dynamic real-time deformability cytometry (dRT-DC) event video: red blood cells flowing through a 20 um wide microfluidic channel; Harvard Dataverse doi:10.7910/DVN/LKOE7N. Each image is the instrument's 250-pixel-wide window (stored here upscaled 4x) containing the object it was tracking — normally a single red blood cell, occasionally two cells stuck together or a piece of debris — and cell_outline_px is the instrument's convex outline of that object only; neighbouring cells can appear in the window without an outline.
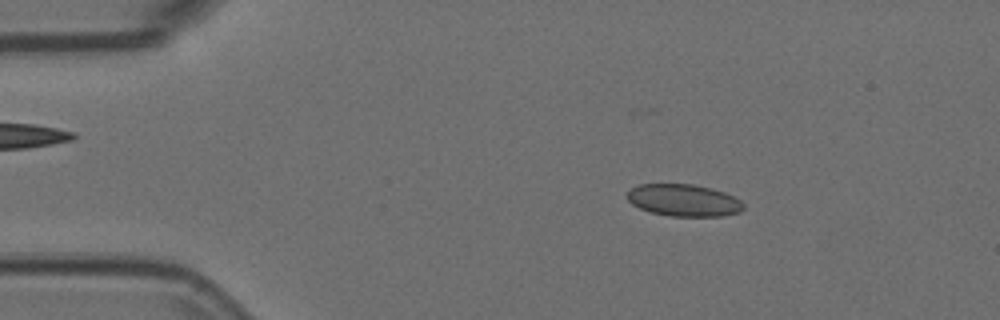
{"species": "Egyptian fruit bat (a non-hibernating species)", "species_latin": "Rousettus aegyptiacus", "temperature_condition": "room temperature", "stored_images_in_passage": 48, "camera_frame_rate_fps": 3000, "um_per_image_px": 0.085, "animal": {"sex": "female"}, "frame": {"image": 1, "passage_image": 8, "time_ms": 2.333, "image_size_px": [1000, 320], "cell_outline_px": [[744, 208], [740, 212], [724, 216], [668, 216], [652, 212], [640, 208], [632, 204], [628, 200], [628, 192], [632, 188], [640, 184], [692, 184], [712, 188], [724, 192], [740, 200], [744, 204]], "centroid_in_image_um": [58.14, 17.03], "position_along_channel_um": 26.9, "area_um2": 21.68}}
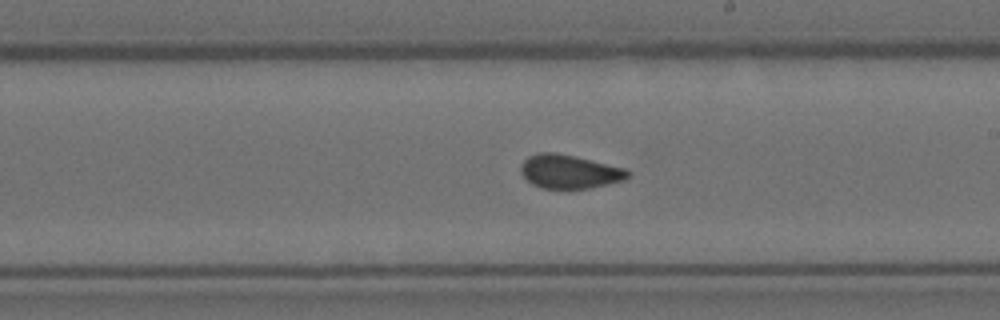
{"frame": {"image": 2, "passage_image": 30, "time_ms": 9.667, "image_size_px": [1000, 320], "cell_outline_px": [[632, 172], [624, 180], [588, 188], [540, 188], [532, 184], [520, 172], [520, 164], [528, 156], [540, 152], [556, 152], [576, 156], [624, 168]], "centroid_in_image_um": [48.37, 14.57], "position_along_channel_um": 240.6, "area_um2": 20.98}}
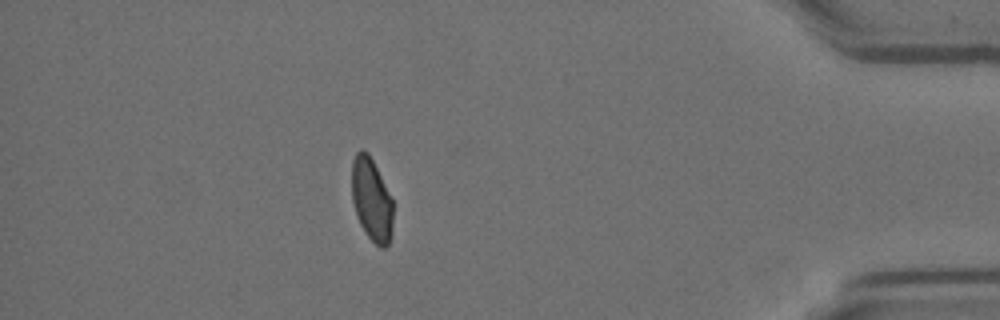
{"frame": {"image": 3, "passage_image": 47, "time_ms": 15.333, "image_size_px": [1000, 320], "cell_outline_px": [[392, 232], [388, 244], [384, 248], [380, 248], [364, 232], [360, 224], [352, 200], [352, 160], [356, 152], [360, 148], [364, 148], [368, 152], [392, 200]], "centroid_in_image_um": [31.56, 16.96], "position_along_channel_um": 403.6, "area_um2": 19.77}}